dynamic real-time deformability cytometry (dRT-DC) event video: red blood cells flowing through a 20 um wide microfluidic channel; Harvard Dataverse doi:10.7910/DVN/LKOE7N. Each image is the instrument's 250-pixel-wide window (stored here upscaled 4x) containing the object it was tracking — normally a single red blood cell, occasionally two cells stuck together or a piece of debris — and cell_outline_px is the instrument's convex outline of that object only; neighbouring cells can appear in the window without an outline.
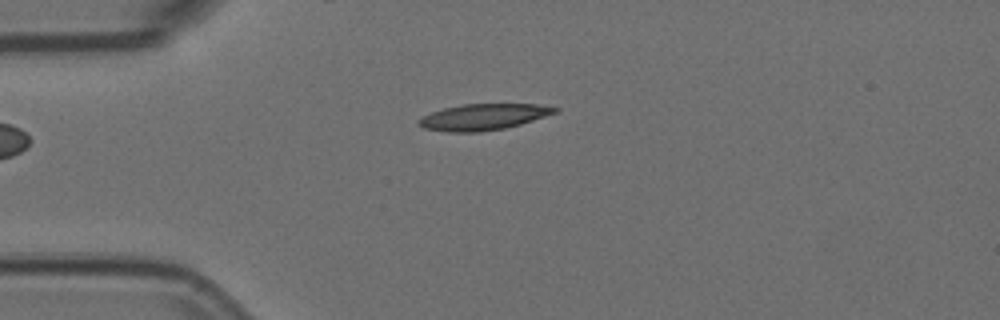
{"species": "Egyptian fruit bat (a non-hibernating species)", "species_latin": "Rousettus aegyptiacus", "temperature_condition": "room temperature", "stored_images_in_passage": 10, "camera_frame_rate_fps": 3000, "um_per_image_px": 0.085, "animal": {"sex": "female"}, "frame": {"image": 1, "passage_image": 3, "time_ms": 0.667, "image_size_px": [1000, 320], "cell_outline_px": [[560, 108], [556, 112], [520, 124], [504, 128], [480, 132], [448, 132], [424, 128], [416, 124], [424, 116], [432, 112], [444, 108], [464, 104], [536, 104]], "centroid_in_image_um": [41.07, 9.94], "position_along_channel_um": 43.9, "area_um2": 20.46}}
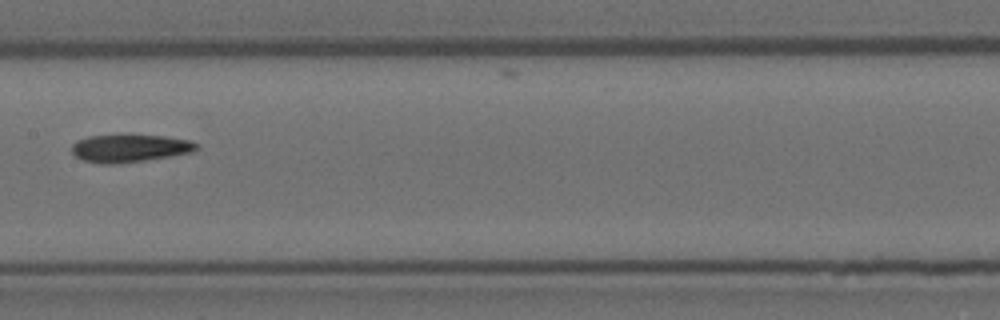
{"frame": {"image": 2, "passage_image": 7, "time_ms": 2.0, "image_size_px": [1000, 320], "cell_outline_px": [[200, 148], [192, 152], [144, 160], [112, 164], [104, 164], [84, 160], [76, 156], [72, 152], [72, 144], [76, 140], [88, 136], [120, 132], [128, 132], [164, 136], [188, 140], [200, 144]], "centroid_in_image_um": [11.01, 12.53], "position_along_channel_um": 196.4, "area_um2": 20.92}}
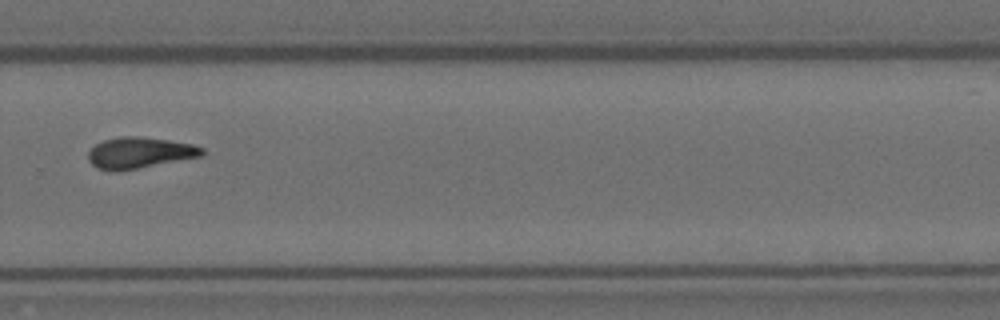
{"frame": {"image": 3, "passage_image": 10, "time_ms": 3.0, "image_size_px": [1000, 320], "cell_outline_px": [[204, 152], [200, 156], [116, 172], [112, 172], [96, 168], [88, 160], [88, 152], [96, 144], [104, 140], [120, 136], [136, 136], [168, 140], [192, 144], [204, 148]], "centroid_in_image_um": [11.81, 12.99], "position_along_channel_um": 318.0, "area_um2": 20.46}}